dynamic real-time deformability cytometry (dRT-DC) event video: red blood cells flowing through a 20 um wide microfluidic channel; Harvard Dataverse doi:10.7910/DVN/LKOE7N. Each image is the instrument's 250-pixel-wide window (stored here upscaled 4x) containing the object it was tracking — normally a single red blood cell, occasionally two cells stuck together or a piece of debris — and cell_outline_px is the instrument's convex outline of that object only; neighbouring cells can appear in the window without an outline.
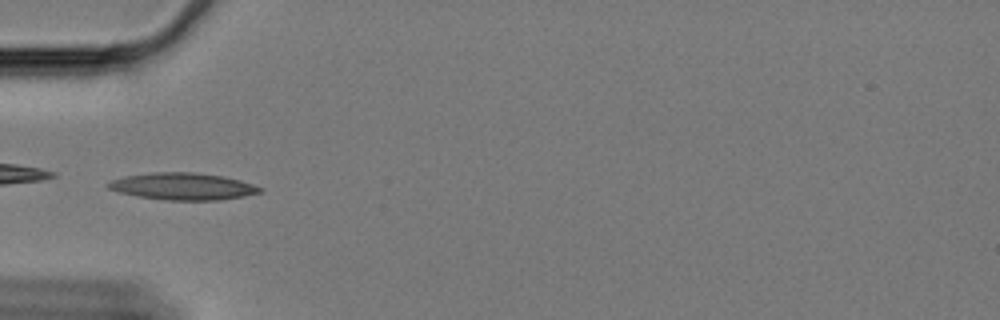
{"species": "Egyptian fruit bat (a non-hibernating species)", "species_latin": "Rousettus aegyptiacus", "temperature_condition": "cold", "stored_images_in_passage": 38, "camera_frame_rate_fps": 3000, "um_per_image_px": 0.085, "animal": {"sex": "female"}, "frame": {"image": 1, "passage_image": 1, "time_ms": 0.0, "image_size_px": [1000, 320], "cell_outline_px": [[264, 188], [260, 192], [244, 196], [216, 200], [168, 200], [136, 196], [120, 192], [108, 188], [108, 184], [112, 180], [124, 176], [152, 172], [196, 172], [224, 176], [240, 180]], "centroid_in_image_um": [15.55, 15.83], "position_along_channel_um": 69.4, "area_um2": 23.76}}
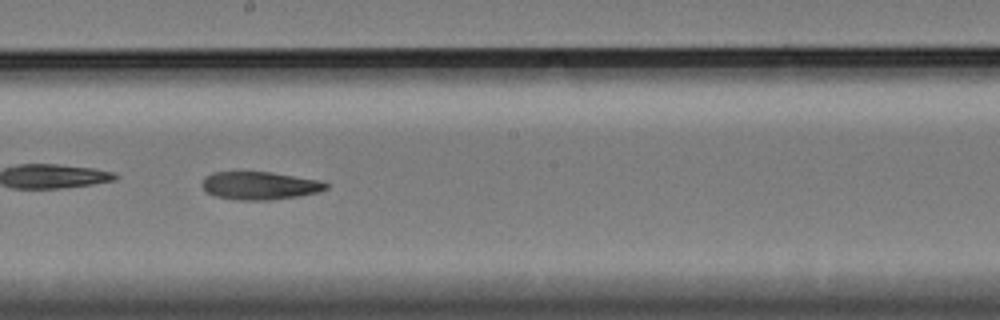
{"frame": {"image": 2, "passage_image": 15, "time_ms": 4.667, "image_size_px": [1000, 320], "cell_outline_px": [[328, 188], [316, 192], [296, 196], [268, 200], [236, 200], [216, 196], [208, 192], [204, 188], [204, 176], [212, 172], [272, 172], [320, 180], [328, 184]], "centroid_in_image_um": [22.08, 15.77], "position_along_channel_um": 226.1, "area_um2": 19.94}}
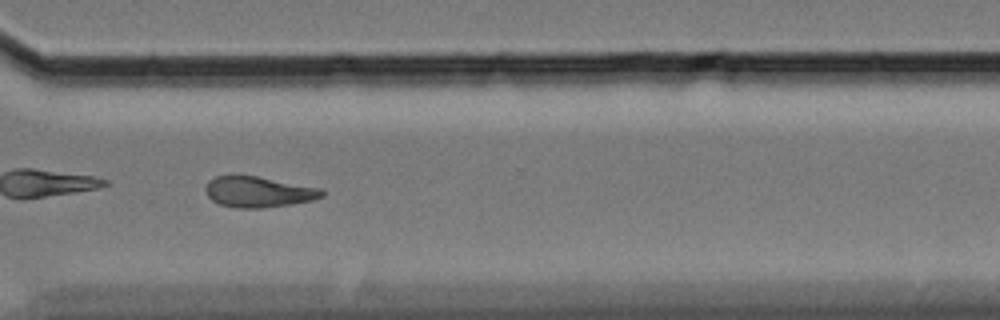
{"frame": {"image": 3, "passage_image": 26, "time_ms": 8.333, "image_size_px": [1000, 320], "cell_outline_px": [[324, 196], [312, 200], [288, 204], [260, 208], [236, 208], [220, 204], [212, 200], [208, 196], [204, 188], [208, 180], [216, 176], [256, 176], [320, 188], [324, 192]], "centroid_in_image_um": [21.93, 16.31], "position_along_channel_um": 348.7, "area_um2": 20.58}, "authors_computed_cell_mechanics": {"area_um2": 20.9525, "velocity_mm_per_s": 3.3534, "shape_relaxation_time_tau1_ms": null, "shape_relaxation_time_tau2_ms": 8.0507, "deformation_change_tau1": null, "deformation_change_tau2": 0.1605}}